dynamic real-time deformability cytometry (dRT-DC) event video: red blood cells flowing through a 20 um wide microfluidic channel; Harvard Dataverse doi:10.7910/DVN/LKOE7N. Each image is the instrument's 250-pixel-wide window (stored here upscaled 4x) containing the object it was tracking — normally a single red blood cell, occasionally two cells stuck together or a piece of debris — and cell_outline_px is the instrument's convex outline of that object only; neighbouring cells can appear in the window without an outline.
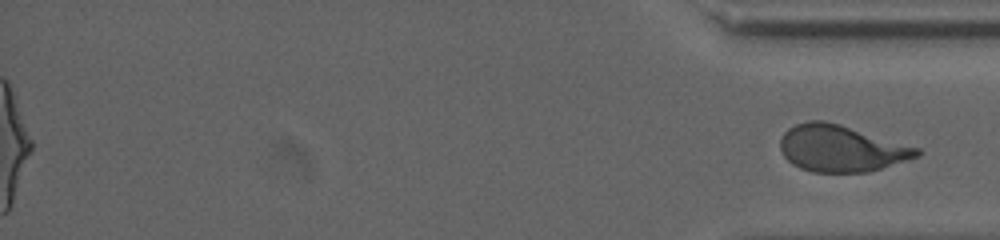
{"species": "human", "species_latin": "Homo sapiens", "temperature_condition": "cold", "stored_images_in_passage": 40, "segment_of_instrument_passage": [2, 2], "camera_frame_rate_fps": 3000, "um_per_image_px": 0.085, "donor": {"sex": "male"}, "frame": {"image": 1, "passage_image": 40, "time_ms": 13.333, "image_size_px": [1000, 240], "cell_outline_px": [[920, 156], [868, 172], [812, 172], [800, 168], [792, 164], [784, 156], [780, 148], [780, 140], [784, 132], [788, 128], [796, 124], [808, 120], [824, 120], [840, 124], [920, 148]], "centroid_in_image_um": [71.48, 12.61], "position_along_channel_um": 363.7, "area_um2": 37.05}}